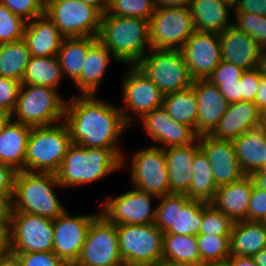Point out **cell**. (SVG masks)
<instances>
[{
	"label": "cell",
	"instance_id": "1",
	"mask_svg": "<svg viewBox=\"0 0 266 266\" xmlns=\"http://www.w3.org/2000/svg\"><path fill=\"white\" fill-rule=\"evenodd\" d=\"M64 122L71 142L87 148L120 149L118 141L129 128L120 108L97 95L66 100Z\"/></svg>",
	"mask_w": 266,
	"mask_h": 266
},
{
	"label": "cell",
	"instance_id": "2",
	"mask_svg": "<svg viewBox=\"0 0 266 266\" xmlns=\"http://www.w3.org/2000/svg\"><path fill=\"white\" fill-rule=\"evenodd\" d=\"M125 156L120 149L87 148L72 143L55 173L56 178L67 189L96 182L123 168Z\"/></svg>",
	"mask_w": 266,
	"mask_h": 266
},
{
	"label": "cell",
	"instance_id": "3",
	"mask_svg": "<svg viewBox=\"0 0 266 266\" xmlns=\"http://www.w3.org/2000/svg\"><path fill=\"white\" fill-rule=\"evenodd\" d=\"M97 39L119 63L137 65L151 49L148 21L103 14Z\"/></svg>",
	"mask_w": 266,
	"mask_h": 266
},
{
	"label": "cell",
	"instance_id": "4",
	"mask_svg": "<svg viewBox=\"0 0 266 266\" xmlns=\"http://www.w3.org/2000/svg\"><path fill=\"white\" fill-rule=\"evenodd\" d=\"M53 187L62 188L55 173L16 172L11 212L56 219L66 208Z\"/></svg>",
	"mask_w": 266,
	"mask_h": 266
},
{
	"label": "cell",
	"instance_id": "5",
	"mask_svg": "<svg viewBox=\"0 0 266 266\" xmlns=\"http://www.w3.org/2000/svg\"><path fill=\"white\" fill-rule=\"evenodd\" d=\"M71 144L70 132L64 121L49 126L31 127L25 171L56 173Z\"/></svg>",
	"mask_w": 266,
	"mask_h": 266
},
{
	"label": "cell",
	"instance_id": "6",
	"mask_svg": "<svg viewBox=\"0 0 266 266\" xmlns=\"http://www.w3.org/2000/svg\"><path fill=\"white\" fill-rule=\"evenodd\" d=\"M65 99L56 89L21 84L11 119L30 127L59 123L64 121Z\"/></svg>",
	"mask_w": 266,
	"mask_h": 266
},
{
	"label": "cell",
	"instance_id": "7",
	"mask_svg": "<svg viewBox=\"0 0 266 266\" xmlns=\"http://www.w3.org/2000/svg\"><path fill=\"white\" fill-rule=\"evenodd\" d=\"M117 233L124 266L162 265L164 233L154 223L117 225Z\"/></svg>",
	"mask_w": 266,
	"mask_h": 266
},
{
	"label": "cell",
	"instance_id": "8",
	"mask_svg": "<svg viewBox=\"0 0 266 266\" xmlns=\"http://www.w3.org/2000/svg\"><path fill=\"white\" fill-rule=\"evenodd\" d=\"M136 66L166 95L193 83L181 50L151 48Z\"/></svg>",
	"mask_w": 266,
	"mask_h": 266
},
{
	"label": "cell",
	"instance_id": "9",
	"mask_svg": "<svg viewBox=\"0 0 266 266\" xmlns=\"http://www.w3.org/2000/svg\"><path fill=\"white\" fill-rule=\"evenodd\" d=\"M45 14L64 38L97 37L103 15L80 0H45Z\"/></svg>",
	"mask_w": 266,
	"mask_h": 266
},
{
	"label": "cell",
	"instance_id": "10",
	"mask_svg": "<svg viewBox=\"0 0 266 266\" xmlns=\"http://www.w3.org/2000/svg\"><path fill=\"white\" fill-rule=\"evenodd\" d=\"M155 225L168 234L198 235L202 225L203 204L185 194L170 193L159 197Z\"/></svg>",
	"mask_w": 266,
	"mask_h": 266
},
{
	"label": "cell",
	"instance_id": "11",
	"mask_svg": "<svg viewBox=\"0 0 266 266\" xmlns=\"http://www.w3.org/2000/svg\"><path fill=\"white\" fill-rule=\"evenodd\" d=\"M148 29L150 47L167 50H181L195 32L189 7H156Z\"/></svg>",
	"mask_w": 266,
	"mask_h": 266
},
{
	"label": "cell",
	"instance_id": "12",
	"mask_svg": "<svg viewBox=\"0 0 266 266\" xmlns=\"http://www.w3.org/2000/svg\"><path fill=\"white\" fill-rule=\"evenodd\" d=\"M73 266H124L119 253L117 225L99 213L88 228L80 256Z\"/></svg>",
	"mask_w": 266,
	"mask_h": 266
},
{
	"label": "cell",
	"instance_id": "13",
	"mask_svg": "<svg viewBox=\"0 0 266 266\" xmlns=\"http://www.w3.org/2000/svg\"><path fill=\"white\" fill-rule=\"evenodd\" d=\"M10 251L13 253L53 251V220L21 212H10Z\"/></svg>",
	"mask_w": 266,
	"mask_h": 266
},
{
	"label": "cell",
	"instance_id": "14",
	"mask_svg": "<svg viewBox=\"0 0 266 266\" xmlns=\"http://www.w3.org/2000/svg\"><path fill=\"white\" fill-rule=\"evenodd\" d=\"M127 69L129 71L125 72L121 84L124 105L119 108L124 121L130 127L134 122L130 112L141 119L154 109L162 107L166 94L136 65L128 66Z\"/></svg>",
	"mask_w": 266,
	"mask_h": 266
},
{
	"label": "cell",
	"instance_id": "15",
	"mask_svg": "<svg viewBox=\"0 0 266 266\" xmlns=\"http://www.w3.org/2000/svg\"><path fill=\"white\" fill-rule=\"evenodd\" d=\"M129 167L134 188L158 198L169 194L168 170L163 148L152 145L139 149L133 155Z\"/></svg>",
	"mask_w": 266,
	"mask_h": 266
},
{
	"label": "cell",
	"instance_id": "16",
	"mask_svg": "<svg viewBox=\"0 0 266 266\" xmlns=\"http://www.w3.org/2000/svg\"><path fill=\"white\" fill-rule=\"evenodd\" d=\"M153 199L158 200V197L133 187L125 193L105 199L99 212L115 225H148L155 223L156 219Z\"/></svg>",
	"mask_w": 266,
	"mask_h": 266
},
{
	"label": "cell",
	"instance_id": "17",
	"mask_svg": "<svg viewBox=\"0 0 266 266\" xmlns=\"http://www.w3.org/2000/svg\"><path fill=\"white\" fill-rule=\"evenodd\" d=\"M98 214L71 215L65 210L53 220V252L68 266L79 258L88 228Z\"/></svg>",
	"mask_w": 266,
	"mask_h": 266
},
{
	"label": "cell",
	"instance_id": "18",
	"mask_svg": "<svg viewBox=\"0 0 266 266\" xmlns=\"http://www.w3.org/2000/svg\"><path fill=\"white\" fill-rule=\"evenodd\" d=\"M181 52L191 78L208 79L222 61L219 34L195 31Z\"/></svg>",
	"mask_w": 266,
	"mask_h": 266
},
{
	"label": "cell",
	"instance_id": "19",
	"mask_svg": "<svg viewBox=\"0 0 266 266\" xmlns=\"http://www.w3.org/2000/svg\"><path fill=\"white\" fill-rule=\"evenodd\" d=\"M139 120L150 140L156 142L153 146L163 149L189 145L199 137L190 126L174 121L164 107L154 109Z\"/></svg>",
	"mask_w": 266,
	"mask_h": 266
},
{
	"label": "cell",
	"instance_id": "20",
	"mask_svg": "<svg viewBox=\"0 0 266 266\" xmlns=\"http://www.w3.org/2000/svg\"><path fill=\"white\" fill-rule=\"evenodd\" d=\"M199 146L211 165L217 187L228 185L246 175L237 160L231 140H219L210 135L198 137Z\"/></svg>",
	"mask_w": 266,
	"mask_h": 266
},
{
	"label": "cell",
	"instance_id": "21",
	"mask_svg": "<svg viewBox=\"0 0 266 266\" xmlns=\"http://www.w3.org/2000/svg\"><path fill=\"white\" fill-rule=\"evenodd\" d=\"M191 88L195 92L198 104L195 133L198 136L210 135L219 124L229 103L218 86L208 79L193 80Z\"/></svg>",
	"mask_w": 266,
	"mask_h": 266
},
{
	"label": "cell",
	"instance_id": "22",
	"mask_svg": "<svg viewBox=\"0 0 266 266\" xmlns=\"http://www.w3.org/2000/svg\"><path fill=\"white\" fill-rule=\"evenodd\" d=\"M222 60L231 62L243 70L258 67L262 53L256 41L233 25L219 34Z\"/></svg>",
	"mask_w": 266,
	"mask_h": 266
},
{
	"label": "cell",
	"instance_id": "23",
	"mask_svg": "<svg viewBox=\"0 0 266 266\" xmlns=\"http://www.w3.org/2000/svg\"><path fill=\"white\" fill-rule=\"evenodd\" d=\"M260 115L261 112L254 102L230 103L210 136L219 140L232 141L248 130L260 127Z\"/></svg>",
	"mask_w": 266,
	"mask_h": 266
},
{
	"label": "cell",
	"instance_id": "24",
	"mask_svg": "<svg viewBox=\"0 0 266 266\" xmlns=\"http://www.w3.org/2000/svg\"><path fill=\"white\" fill-rule=\"evenodd\" d=\"M200 148L198 139L189 145L164 148L169 179V194H186L193 179L192 162Z\"/></svg>",
	"mask_w": 266,
	"mask_h": 266
},
{
	"label": "cell",
	"instance_id": "25",
	"mask_svg": "<svg viewBox=\"0 0 266 266\" xmlns=\"http://www.w3.org/2000/svg\"><path fill=\"white\" fill-rule=\"evenodd\" d=\"M23 39L25 40L30 56H56L64 37L50 18L43 14L25 25Z\"/></svg>",
	"mask_w": 266,
	"mask_h": 266
},
{
	"label": "cell",
	"instance_id": "26",
	"mask_svg": "<svg viewBox=\"0 0 266 266\" xmlns=\"http://www.w3.org/2000/svg\"><path fill=\"white\" fill-rule=\"evenodd\" d=\"M253 184L251 175H244L239 180L218 187L211 203L234 222L245 220Z\"/></svg>",
	"mask_w": 266,
	"mask_h": 266
},
{
	"label": "cell",
	"instance_id": "27",
	"mask_svg": "<svg viewBox=\"0 0 266 266\" xmlns=\"http://www.w3.org/2000/svg\"><path fill=\"white\" fill-rule=\"evenodd\" d=\"M189 10L197 32L221 34L233 25L229 22L233 9L220 0H191Z\"/></svg>",
	"mask_w": 266,
	"mask_h": 266
},
{
	"label": "cell",
	"instance_id": "28",
	"mask_svg": "<svg viewBox=\"0 0 266 266\" xmlns=\"http://www.w3.org/2000/svg\"><path fill=\"white\" fill-rule=\"evenodd\" d=\"M237 160L246 175L263 168L266 163V129L257 127L232 140Z\"/></svg>",
	"mask_w": 266,
	"mask_h": 266
},
{
	"label": "cell",
	"instance_id": "29",
	"mask_svg": "<svg viewBox=\"0 0 266 266\" xmlns=\"http://www.w3.org/2000/svg\"><path fill=\"white\" fill-rule=\"evenodd\" d=\"M116 59L112 53L97 40L88 50L80 77L73 83L80 95H96L109 62Z\"/></svg>",
	"mask_w": 266,
	"mask_h": 266
},
{
	"label": "cell",
	"instance_id": "30",
	"mask_svg": "<svg viewBox=\"0 0 266 266\" xmlns=\"http://www.w3.org/2000/svg\"><path fill=\"white\" fill-rule=\"evenodd\" d=\"M31 127L12 119L0 133V162L16 172L25 171L27 141Z\"/></svg>",
	"mask_w": 266,
	"mask_h": 266
},
{
	"label": "cell",
	"instance_id": "31",
	"mask_svg": "<svg viewBox=\"0 0 266 266\" xmlns=\"http://www.w3.org/2000/svg\"><path fill=\"white\" fill-rule=\"evenodd\" d=\"M264 248H266V225L262 221L234 222L230 234V255L253 257Z\"/></svg>",
	"mask_w": 266,
	"mask_h": 266
},
{
	"label": "cell",
	"instance_id": "32",
	"mask_svg": "<svg viewBox=\"0 0 266 266\" xmlns=\"http://www.w3.org/2000/svg\"><path fill=\"white\" fill-rule=\"evenodd\" d=\"M202 264L197 239L194 235L163 234L162 265Z\"/></svg>",
	"mask_w": 266,
	"mask_h": 266
},
{
	"label": "cell",
	"instance_id": "33",
	"mask_svg": "<svg viewBox=\"0 0 266 266\" xmlns=\"http://www.w3.org/2000/svg\"><path fill=\"white\" fill-rule=\"evenodd\" d=\"M97 40V37H74L62 40L57 57L62 75H67L72 83L80 77L87 52Z\"/></svg>",
	"mask_w": 266,
	"mask_h": 266
},
{
	"label": "cell",
	"instance_id": "34",
	"mask_svg": "<svg viewBox=\"0 0 266 266\" xmlns=\"http://www.w3.org/2000/svg\"><path fill=\"white\" fill-rule=\"evenodd\" d=\"M192 167L193 179L185 195L189 199L211 203L218 187L214 181L208 157L201 148L196 151Z\"/></svg>",
	"mask_w": 266,
	"mask_h": 266
},
{
	"label": "cell",
	"instance_id": "35",
	"mask_svg": "<svg viewBox=\"0 0 266 266\" xmlns=\"http://www.w3.org/2000/svg\"><path fill=\"white\" fill-rule=\"evenodd\" d=\"M62 77L57 55L41 58L31 56L21 84L46 86L59 92L58 88L61 86Z\"/></svg>",
	"mask_w": 266,
	"mask_h": 266
},
{
	"label": "cell",
	"instance_id": "36",
	"mask_svg": "<svg viewBox=\"0 0 266 266\" xmlns=\"http://www.w3.org/2000/svg\"><path fill=\"white\" fill-rule=\"evenodd\" d=\"M30 57L24 39L0 44V76L22 82Z\"/></svg>",
	"mask_w": 266,
	"mask_h": 266
},
{
	"label": "cell",
	"instance_id": "37",
	"mask_svg": "<svg viewBox=\"0 0 266 266\" xmlns=\"http://www.w3.org/2000/svg\"><path fill=\"white\" fill-rule=\"evenodd\" d=\"M168 115L176 122L190 126L194 131L198 119V104L194 90L167 94L163 103Z\"/></svg>",
	"mask_w": 266,
	"mask_h": 266
},
{
	"label": "cell",
	"instance_id": "38",
	"mask_svg": "<svg viewBox=\"0 0 266 266\" xmlns=\"http://www.w3.org/2000/svg\"><path fill=\"white\" fill-rule=\"evenodd\" d=\"M203 263L224 262L230 256V236L196 235Z\"/></svg>",
	"mask_w": 266,
	"mask_h": 266
},
{
	"label": "cell",
	"instance_id": "39",
	"mask_svg": "<svg viewBox=\"0 0 266 266\" xmlns=\"http://www.w3.org/2000/svg\"><path fill=\"white\" fill-rule=\"evenodd\" d=\"M155 8V0H108L107 10L104 14L135 17L149 21Z\"/></svg>",
	"mask_w": 266,
	"mask_h": 266
},
{
	"label": "cell",
	"instance_id": "40",
	"mask_svg": "<svg viewBox=\"0 0 266 266\" xmlns=\"http://www.w3.org/2000/svg\"><path fill=\"white\" fill-rule=\"evenodd\" d=\"M234 221L212 203L203 204L202 225L199 234L230 236Z\"/></svg>",
	"mask_w": 266,
	"mask_h": 266
},
{
	"label": "cell",
	"instance_id": "41",
	"mask_svg": "<svg viewBox=\"0 0 266 266\" xmlns=\"http://www.w3.org/2000/svg\"><path fill=\"white\" fill-rule=\"evenodd\" d=\"M233 26L252 37L261 49H266V17L250 12H234Z\"/></svg>",
	"mask_w": 266,
	"mask_h": 266
},
{
	"label": "cell",
	"instance_id": "42",
	"mask_svg": "<svg viewBox=\"0 0 266 266\" xmlns=\"http://www.w3.org/2000/svg\"><path fill=\"white\" fill-rule=\"evenodd\" d=\"M18 15L0 4V44L11 43L23 39L26 25Z\"/></svg>",
	"mask_w": 266,
	"mask_h": 266
},
{
	"label": "cell",
	"instance_id": "43",
	"mask_svg": "<svg viewBox=\"0 0 266 266\" xmlns=\"http://www.w3.org/2000/svg\"><path fill=\"white\" fill-rule=\"evenodd\" d=\"M0 4L26 22L45 14V0H0Z\"/></svg>",
	"mask_w": 266,
	"mask_h": 266
},
{
	"label": "cell",
	"instance_id": "44",
	"mask_svg": "<svg viewBox=\"0 0 266 266\" xmlns=\"http://www.w3.org/2000/svg\"><path fill=\"white\" fill-rule=\"evenodd\" d=\"M21 82L8 77L0 76V110L12 114Z\"/></svg>",
	"mask_w": 266,
	"mask_h": 266
},
{
	"label": "cell",
	"instance_id": "45",
	"mask_svg": "<svg viewBox=\"0 0 266 266\" xmlns=\"http://www.w3.org/2000/svg\"><path fill=\"white\" fill-rule=\"evenodd\" d=\"M15 254L19 256L22 266H68L53 251Z\"/></svg>",
	"mask_w": 266,
	"mask_h": 266
},
{
	"label": "cell",
	"instance_id": "46",
	"mask_svg": "<svg viewBox=\"0 0 266 266\" xmlns=\"http://www.w3.org/2000/svg\"><path fill=\"white\" fill-rule=\"evenodd\" d=\"M266 218V191L253 184L247 218L250 221H264Z\"/></svg>",
	"mask_w": 266,
	"mask_h": 266
},
{
	"label": "cell",
	"instance_id": "47",
	"mask_svg": "<svg viewBox=\"0 0 266 266\" xmlns=\"http://www.w3.org/2000/svg\"><path fill=\"white\" fill-rule=\"evenodd\" d=\"M242 68L234 65L231 62L221 61L220 64L213 70L208 77L211 83H230L240 80L243 72Z\"/></svg>",
	"mask_w": 266,
	"mask_h": 266
},
{
	"label": "cell",
	"instance_id": "48",
	"mask_svg": "<svg viewBox=\"0 0 266 266\" xmlns=\"http://www.w3.org/2000/svg\"><path fill=\"white\" fill-rule=\"evenodd\" d=\"M261 74L258 68L245 70L240 78L241 101L254 102L260 86Z\"/></svg>",
	"mask_w": 266,
	"mask_h": 266
},
{
	"label": "cell",
	"instance_id": "49",
	"mask_svg": "<svg viewBox=\"0 0 266 266\" xmlns=\"http://www.w3.org/2000/svg\"><path fill=\"white\" fill-rule=\"evenodd\" d=\"M16 171L9 165L0 162V194L10 202L13 196Z\"/></svg>",
	"mask_w": 266,
	"mask_h": 266
},
{
	"label": "cell",
	"instance_id": "50",
	"mask_svg": "<svg viewBox=\"0 0 266 266\" xmlns=\"http://www.w3.org/2000/svg\"><path fill=\"white\" fill-rule=\"evenodd\" d=\"M233 12H250L266 17V0H238Z\"/></svg>",
	"mask_w": 266,
	"mask_h": 266
},
{
	"label": "cell",
	"instance_id": "51",
	"mask_svg": "<svg viewBox=\"0 0 266 266\" xmlns=\"http://www.w3.org/2000/svg\"><path fill=\"white\" fill-rule=\"evenodd\" d=\"M218 86L219 91L227 99L228 103L241 101V84L240 80L230 83H212Z\"/></svg>",
	"mask_w": 266,
	"mask_h": 266
},
{
	"label": "cell",
	"instance_id": "52",
	"mask_svg": "<svg viewBox=\"0 0 266 266\" xmlns=\"http://www.w3.org/2000/svg\"><path fill=\"white\" fill-rule=\"evenodd\" d=\"M11 212V202L0 194V226H7Z\"/></svg>",
	"mask_w": 266,
	"mask_h": 266
},
{
	"label": "cell",
	"instance_id": "53",
	"mask_svg": "<svg viewBox=\"0 0 266 266\" xmlns=\"http://www.w3.org/2000/svg\"><path fill=\"white\" fill-rule=\"evenodd\" d=\"M254 103L260 112L266 109V78L264 77L260 79V86L256 93Z\"/></svg>",
	"mask_w": 266,
	"mask_h": 266
},
{
	"label": "cell",
	"instance_id": "54",
	"mask_svg": "<svg viewBox=\"0 0 266 266\" xmlns=\"http://www.w3.org/2000/svg\"><path fill=\"white\" fill-rule=\"evenodd\" d=\"M10 251L9 230L7 226H0V259Z\"/></svg>",
	"mask_w": 266,
	"mask_h": 266
},
{
	"label": "cell",
	"instance_id": "55",
	"mask_svg": "<svg viewBox=\"0 0 266 266\" xmlns=\"http://www.w3.org/2000/svg\"><path fill=\"white\" fill-rule=\"evenodd\" d=\"M226 262L229 266H257L252 257L230 255Z\"/></svg>",
	"mask_w": 266,
	"mask_h": 266
},
{
	"label": "cell",
	"instance_id": "56",
	"mask_svg": "<svg viewBox=\"0 0 266 266\" xmlns=\"http://www.w3.org/2000/svg\"><path fill=\"white\" fill-rule=\"evenodd\" d=\"M191 0H155L156 7H189Z\"/></svg>",
	"mask_w": 266,
	"mask_h": 266
},
{
	"label": "cell",
	"instance_id": "57",
	"mask_svg": "<svg viewBox=\"0 0 266 266\" xmlns=\"http://www.w3.org/2000/svg\"><path fill=\"white\" fill-rule=\"evenodd\" d=\"M0 266H22L19 256L9 251L0 259Z\"/></svg>",
	"mask_w": 266,
	"mask_h": 266
},
{
	"label": "cell",
	"instance_id": "58",
	"mask_svg": "<svg viewBox=\"0 0 266 266\" xmlns=\"http://www.w3.org/2000/svg\"><path fill=\"white\" fill-rule=\"evenodd\" d=\"M254 185L266 191V170L260 169L251 174Z\"/></svg>",
	"mask_w": 266,
	"mask_h": 266
},
{
	"label": "cell",
	"instance_id": "59",
	"mask_svg": "<svg viewBox=\"0 0 266 266\" xmlns=\"http://www.w3.org/2000/svg\"><path fill=\"white\" fill-rule=\"evenodd\" d=\"M87 5L97 8L102 14L107 10L108 0H80Z\"/></svg>",
	"mask_w": 266,
	"mask_h": 266
},
{
	"label": "cell",
	"instance_id": "60",
	"mask_svg": "<svg viewBox=\"0 0 266 266\" xmlns=\"http://www.w3.org/2000/svg\"><path fill=\"white\" fill-rule=\"evenodd\" d=\"M252 258L257 266H266V248L260 250Z\"/></svg>",
	"mask_w": 266,
	"mask_h": 266
},
{
	"label": "cell",
	"instance_id": "61",
	"mask_svg": "<svg viewBox=\"0 0 266 266\" xmlns=\"http://www.w3.org/2000/svg\"><path fill=\"white\" fill-rule=\"evenodd\" d=\"M257 68L260 71L261 77L266 78V49L262 50Z\"/></svg>",
	"mask_w": 266,
	"mask_h": 266
},
{
	"label": "cell",
	"instance_id": "62",
	"mask_svg": "<svg viewBox=\"0 0 266 266\" xmlns=\"http://www.w3.org/2000/svg\"><path fill=\"white\" fill-rule=\"evenodd\" d=\"M11 120V114L0 110V133Z\"/></svg>",
	"mask_w": 266,
	"mask_h": 266
},
{
	"label": "cell",
	"instance_id": "63",
	"mask_svg": "<svg viewBox=\"0 0 266 266\" xmlns=\"http://www.w3.org/2000/svg\"><path fill=\"white\" fill-rule=\"evenodd\" d=\"M260 127H263L264 129H266V109L261 112Z\"/></svg>",
	"mask_w": 266,
	"mask_h": 266
},
{
	"label": "cell",
	"instance_id": "64",
	"mask_svg": "<svg viewBox=\"0 0 266 266\" xmlns=\"http://www.w3.org/2000/svg\"><path fill=\"white\" fill-rule=\"evenodd\" d=\"M200 266H229V264L226 261H224V262L203 263Z\"/></svg>",
	"mask_w": 266,
	"mask_h": 266
},
{
	"label": "cell",
	"instance_id": "65",
	"mask_svg": "<svg viewBox=\"0 0 266 266\" xmlns=\"http://www.w3.org/2000/svg\"><path fill=\"white\" fill-rule=\"evenodd\" d=\"M222 3L228 5L230 8L234 10L237 5L238 0H220Z\"/></svg>",
	"mask_w": 266,
	"mask_h": 266
},
{
	"label": "cell",
	"instance_id": "66",
	"mask_svg": "<svg viewBox=\"0 0 266 266\" xmlns=\"http://www.w3.org/2000/svg\"><path fill=\"white\" fill-rule=\"evenodd\" d=\"M163 266H198V265H163Z\"/></svg>",
	"mask_w": 266,
	"mask_h": 266
},
{
	"label": "cell",
	"instance_id": "67",
	"mask_svg": "<svg viewBox=\"0 0 266 266\" xmlns=\"http://www.w3.org/2000/svg\"><path fill=\"white\" fill-rule=\"evenodd\" d=\"M263 170H266V163H265V165L263 166V168H262Z\"/></svg>",
	"mask_w": 266,
	"mask_h": 266
}]
</instances>
